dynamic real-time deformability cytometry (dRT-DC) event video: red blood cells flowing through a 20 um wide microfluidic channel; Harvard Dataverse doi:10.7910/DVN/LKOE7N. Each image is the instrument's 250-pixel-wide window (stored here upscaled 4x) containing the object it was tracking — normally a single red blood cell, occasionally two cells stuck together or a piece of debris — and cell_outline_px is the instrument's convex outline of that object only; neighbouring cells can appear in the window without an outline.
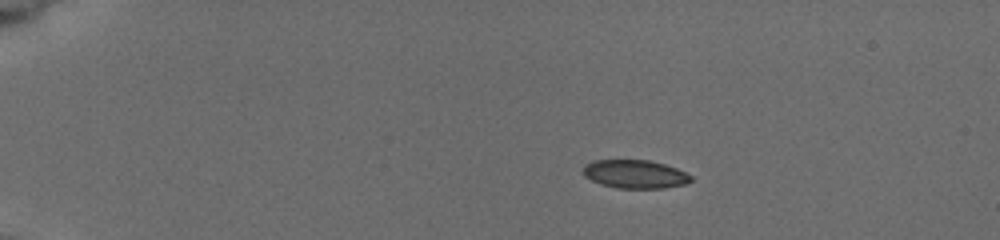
{"species": "common noctule bat (a hibernating species)", "species_latin": "Nyctalus noctula", "temperature_condition": "cold", "stored_images_in_passage": 7, "camera_frame_rate_fps": 3000, "um_per_image_px": 0.085, "animal": {"sex": "female", "body_mass_g": 19.5, "forearm_length_mm": 54.1}, "frame": {"image": 1, "passage_image": 4, "time_ms": 2.667, "image_size_px": [1000, 240], "cell_outline_px": [[692, 180], [684, 184], [664, 188], [616, 188], [600, 184], [584, 176], [580, 172], [584, 164], [592, 160], [648, 160], [664, 164], [676, 168], [692, 176]], "centroid_in_image_um": [53.91, 14.79], "position_along_channel_um": 31.1, "area_um2": 17.98}}